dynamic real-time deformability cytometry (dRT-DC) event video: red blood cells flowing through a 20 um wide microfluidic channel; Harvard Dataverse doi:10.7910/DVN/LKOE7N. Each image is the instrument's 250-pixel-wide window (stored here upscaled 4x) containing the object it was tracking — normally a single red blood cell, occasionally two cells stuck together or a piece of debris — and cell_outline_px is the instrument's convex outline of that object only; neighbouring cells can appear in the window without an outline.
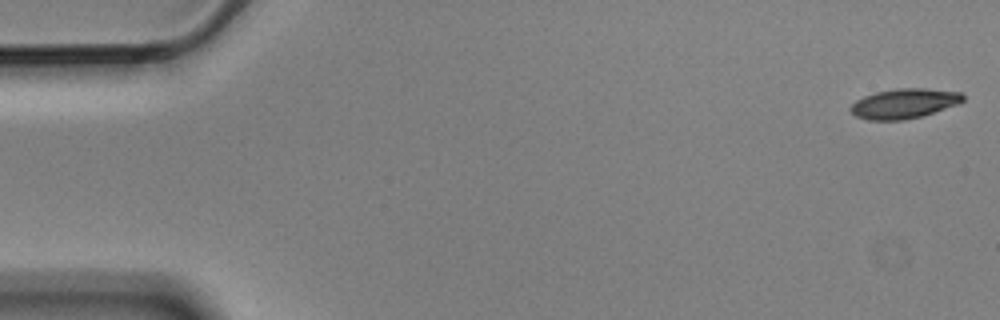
{"species": "Egyptian fruit bat (a non-hibernating species)", "species_latin": "Rousettus aegyptiacus", "temperature_condition": "cold", "stored_images_in_passage": 3, "camera_frame_rate_fps": 3000, "um_per_image_px": 0.085, "animal": {"sex": "male"}, "frame": {"image": 1, "passage_image": 1, "time_ms": 0.0, "image_size_px": [1000, 320], "cell_outline_px": [[964, 100], [960, 104], [920, 116], [904, 120], [868, 120], [856, 116], [848, 108], [856, 100], [864, 96], [876, 92], [896, 88], [924, 88], [960, 92], [964, 96]], "centroid_in_image_um": [76.85, 8.79], "position_along_channel_um": 8.1, "area_um2": 19.54}}